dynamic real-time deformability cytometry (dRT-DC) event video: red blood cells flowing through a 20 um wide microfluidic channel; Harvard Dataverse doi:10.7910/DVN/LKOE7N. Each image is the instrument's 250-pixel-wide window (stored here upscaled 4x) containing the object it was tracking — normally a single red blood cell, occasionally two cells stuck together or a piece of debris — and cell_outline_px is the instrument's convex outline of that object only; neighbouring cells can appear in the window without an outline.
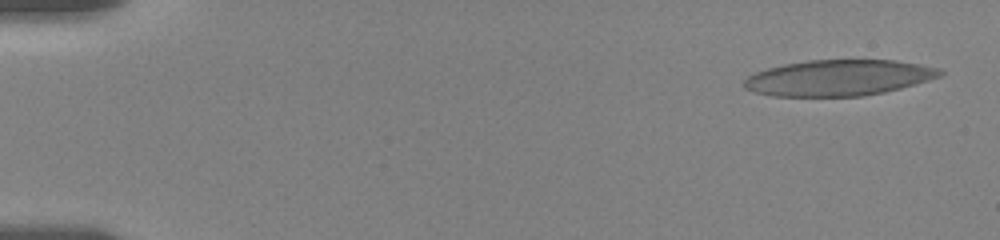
{"species": "human", "species_latin": "Homo sapiens", "temperature_condition": "room temperature", "stored_images_in_passage": 10, "camera_frame_rate_fps": 3000, "um_per_image_px": 0.085, "donor": {"sex": "female"}, "frame": {"image": 1, "passage_image": 1, "time_ms": 0.0, "image_size_px": [1000, 240], "cell_outline_px": [[944, 72], [940, 76], [916, 84], [884, 92], [864, 96], [772, 96], [752, 92], [744, 88], [744, 80], [748, 76], [756, 72], [768, 68], [784, 64], [808, 60], [896, 60], [920, 64], [940, 68]], "centroid_in_image_um": [71.28, 6.61], "position_along_channel_um": 13.7, "area_um2": 41.1}}
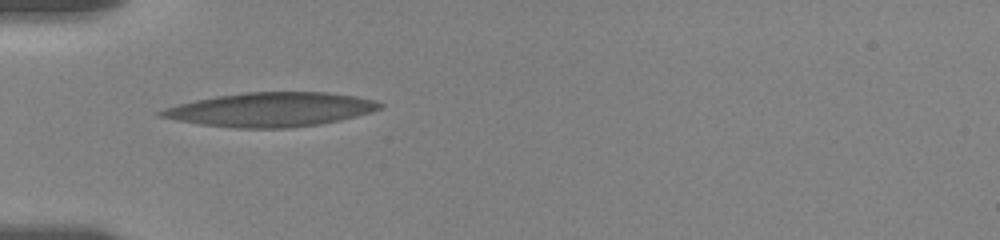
{"frame": {"image": 2, "passage_image": 9, "time_ms": 5.0, "image_size_px": [1000, 240], "cell_outline_px": [[384, 108], [372, 112], [340, 120], [320, 124], [288, 128], [236, 128], [200, 124], [176, 120], [156, 116], [156, 112], [164, 108], [196, 100], [216, 96], [244, 92], [328, 92], [356, 96], [376, 100], [384, 104]], "centroid_in_image_um": [23.05, 9.31], "position_along_channel_um": 62.0, "area_um2": 43.7}}